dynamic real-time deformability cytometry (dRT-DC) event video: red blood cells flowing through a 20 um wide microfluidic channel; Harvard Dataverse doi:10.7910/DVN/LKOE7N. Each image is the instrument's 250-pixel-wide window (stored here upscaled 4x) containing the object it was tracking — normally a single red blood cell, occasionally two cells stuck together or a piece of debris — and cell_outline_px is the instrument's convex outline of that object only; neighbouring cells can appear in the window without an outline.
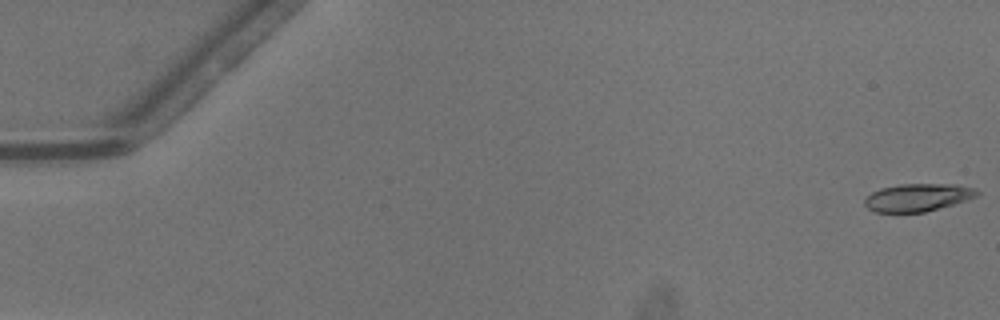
{"species": "common noctule bat (a hibernating species)", "species_latin": "Nyctalus noctula", "temperature_condition": "warm", "stored_images_in_passage": 41, "camera_frame_rate_fps": 3000, "um_per_image_px": 0.085, "animal": {"sex": "male", "body_mass_g": 13.3}, "frame": {"image": 1, "passage_image": 1, "time_ms": 0.0, "image_size_px": [1000, 320], "cell_outline_px": [[980, 192], [976, 196], [952, 204], [924, 212], [876, 212], [868, 208], [864, 204], [864, 200], [872, 192], [880, 188], [900, 184], [956, 184], [976, 188]], "centroid_in_image_um": [77.99, 16.77], "position_along_channel_um": 7.0, "area_um2": 17.98}}
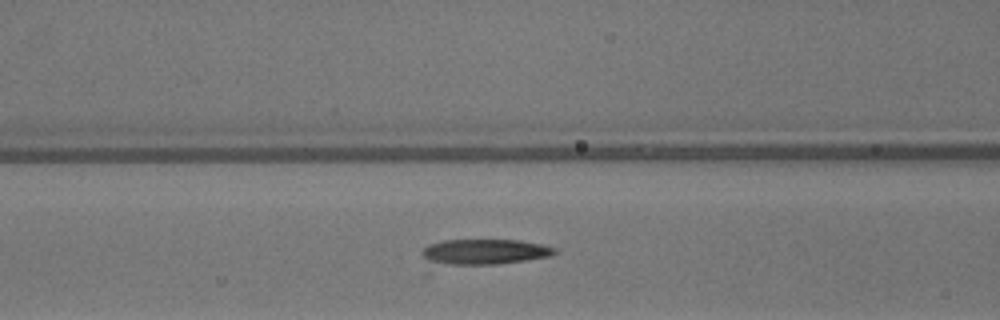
{"frame": {"image": 2, "passage_image": 22, "time_ms": 7.0, "image_size_px": [1000, 320], "cell_outline_px": [[556, 252], [548, 256], [524, 260], [496, 264], [428, 264], [420, 252], [428, 244], [444, 240], [520, 240], [544, 244], [556, 248]], "centroid_in_image_um": [41.12, 21.39], "position_along_channel_um": 125.5, "area_um2": 19.65}}
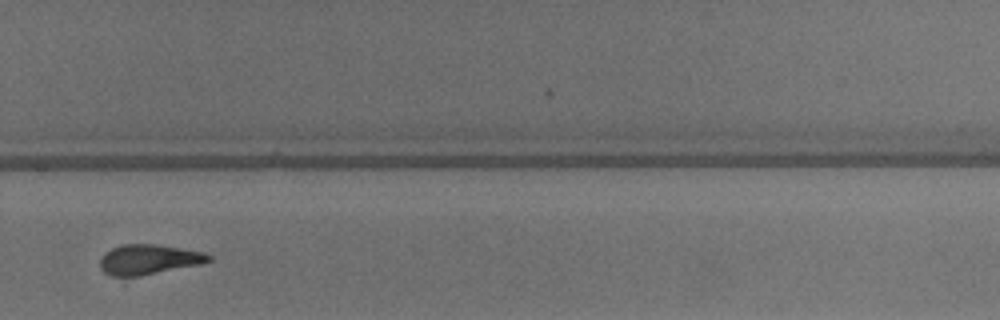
{"frame": {"image": 3, "passage_image": 36, "time_ms": 11.667, "image_size_px": [1000, 320], "cell_outline_px": [[212, 260], [200, 264], [140, 276], [112, 276], [104, 272], [100, 268], [100, 260], [104, 252], [120, 244], [156, 244], [204, 252], [212, 256]], "centroid_in_image_um": [12.62, 22.05], "position_along_channel_um": 317.2, "area_um2": 19.02}}